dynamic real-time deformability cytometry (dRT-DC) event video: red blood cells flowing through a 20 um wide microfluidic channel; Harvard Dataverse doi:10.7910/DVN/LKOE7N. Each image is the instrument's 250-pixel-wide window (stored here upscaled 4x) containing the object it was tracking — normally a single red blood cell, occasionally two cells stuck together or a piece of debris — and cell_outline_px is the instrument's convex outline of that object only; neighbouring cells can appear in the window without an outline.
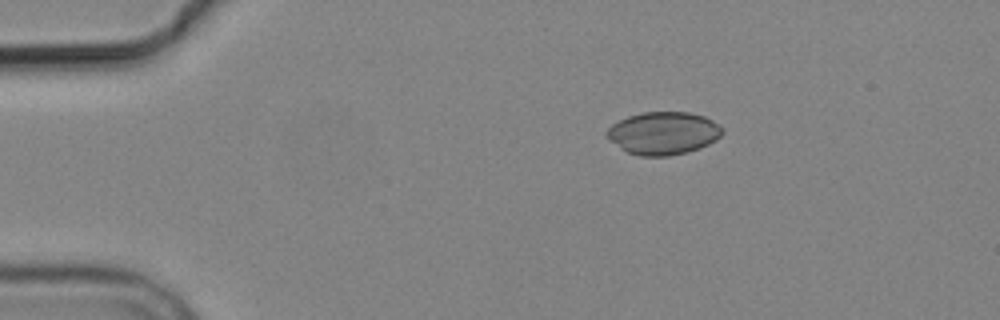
{"species": "common noctule bat (a hibernating species)", "species_latin": "Nyctalus noctula", "temperature_condition": "cold", "stored_images_in_passage": 3, "camera_frame_rate_fps": 3000, "um_per_image_px": 0.085, "animal": {"sex": "male", "body_mass_g": 19.2, "forearm_length_mm": 51.8}, "frame": {"image": 1, "passage_image": 1, "time_ms": 0.0, "image_size_px": [1000, 320], "cell_outline_px": [[724, 132], [716, 140], [700, 148], [688, 152], [668, 156], [640, 156], [628, 152], [620, 148], [604, 136], [604, 132], [612, 124], [628, 116], [644, 112], [688, 112], [704, 116], [712, 120], [724, 128]], "centroid_in_image_um": [56.38, 11.32], "position_along_channel_um": 28.6, "area_um2": 28.96}}